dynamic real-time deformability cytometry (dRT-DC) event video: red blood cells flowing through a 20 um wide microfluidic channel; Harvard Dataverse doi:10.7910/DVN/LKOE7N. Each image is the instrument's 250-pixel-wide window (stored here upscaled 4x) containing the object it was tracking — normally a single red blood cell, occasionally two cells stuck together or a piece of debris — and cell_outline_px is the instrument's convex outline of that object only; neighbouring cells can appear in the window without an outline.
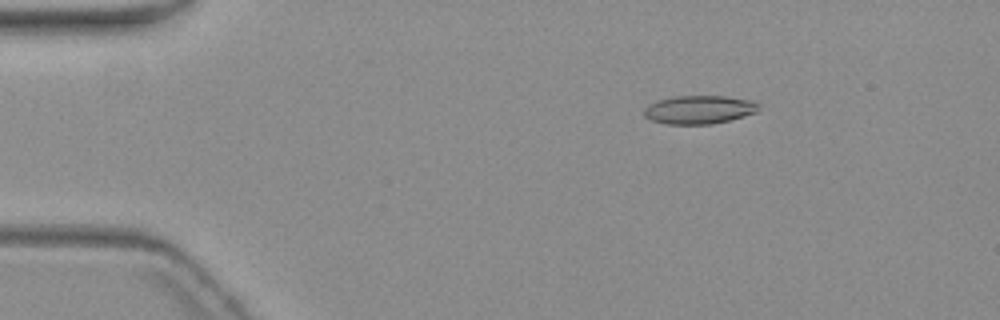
{"species": "common noctule bat (a hibernating species)", "species_latin": "Nyctalus noctula", "temperature_condition": "warm", "stored_images_in_passage": 4, "camera_frame_rate_fps": 3000, "um_per_image_px": 0.085, "animal": {"sex": "female", "body_mass_g": 19.3, "forearm_length_mm": 54.1}, "frame": {"image": 1, "passage_image": 2, "time_ms": 1.0, "image_size_px": [1000, 320], "cell_outline_px": [[760, 104], [756, 112], [744, 116], [712, 124], [664, 124], [652, 120], [644, 116], [644, 108], [648, 104], [656, 100], [672, 96], [724, 96], [752, 100]], "centroid_in_image_um": [59.39, 9.31], "position_along_channel_um": 25.6, "area_um2": 19.07}}